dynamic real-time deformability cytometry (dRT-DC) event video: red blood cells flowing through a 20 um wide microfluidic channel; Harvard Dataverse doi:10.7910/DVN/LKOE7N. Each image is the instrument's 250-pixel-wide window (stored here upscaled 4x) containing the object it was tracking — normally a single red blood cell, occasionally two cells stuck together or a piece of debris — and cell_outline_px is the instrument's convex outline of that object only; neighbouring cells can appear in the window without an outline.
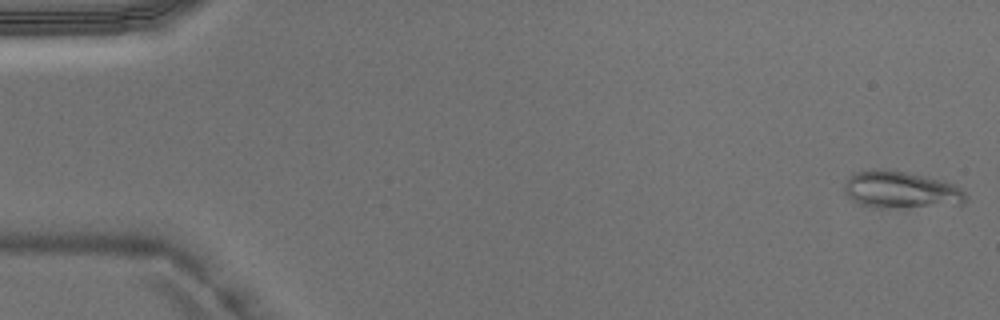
{"species": "Egyptian fruit bat (a non-hibernating species)", "species_latin": "Rousettus aegyptiacus", "temperature_condition": "warm", "stored_images_in_passage": 46, "camera_frame_rate_fps": 3000, "um_per_image_px": 0.085, "animal": {"sex": "male"}, "frame": {"image": 1, "passage_image": 1, "time_ms": 0.0, "image_size_px": [1000, 320], "cell_outline_px": [[968, 196], [964, 204], [896, 208], [860, 204], [852, 200], [844, 192], [844, 180], [852, 172], [876, 168], [880, 168], [904, 172], [944, 180], [960, 188]], "centroid_in_image_um": [76.55, 16.12], "position_along_channel_um": 8.5, "area_um2": 26.36}}